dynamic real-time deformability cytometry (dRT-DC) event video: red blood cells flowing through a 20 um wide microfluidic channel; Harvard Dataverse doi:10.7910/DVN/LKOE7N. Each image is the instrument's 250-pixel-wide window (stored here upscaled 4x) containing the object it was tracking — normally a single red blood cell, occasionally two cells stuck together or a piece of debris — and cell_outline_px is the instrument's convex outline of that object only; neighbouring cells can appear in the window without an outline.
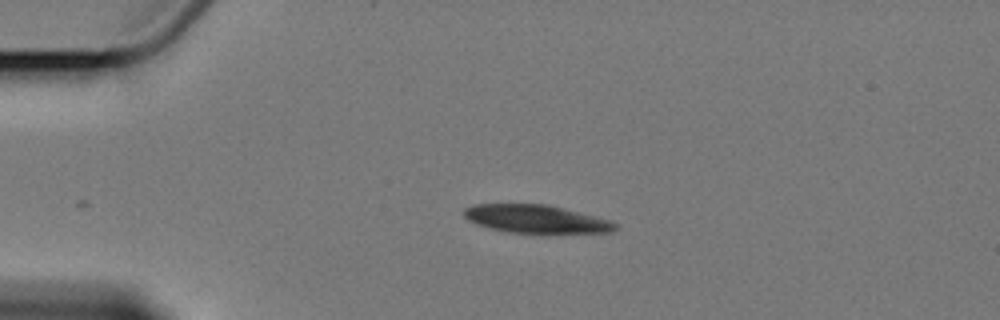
{"species": "Egyptian fruit bat (a non-hibernating species)", "species_latin": "Rousettus aegyptiacus", "temperature_condition": "cold", "stored_images_in_passage": 2, "camera_frame_rate_fps": 3000, "um_per_image_px": 0.085, "animal": {"sex": "female"}, "frame": {"image": 1, "passage_image": 1, "time_ms": 0.0, "image_size_px": [1000, 320], "cell_outline_px": [[620, 224], [612, 232], [508, 232], [476, 224], [468, 220], [464, 216], [464, 208], [472, 204], [548, 204], [612, 220]], "centroid_in_image_um": [45.57, 18.59], "position_along_channel_um": 39.4, "area_um2": 24.57}}